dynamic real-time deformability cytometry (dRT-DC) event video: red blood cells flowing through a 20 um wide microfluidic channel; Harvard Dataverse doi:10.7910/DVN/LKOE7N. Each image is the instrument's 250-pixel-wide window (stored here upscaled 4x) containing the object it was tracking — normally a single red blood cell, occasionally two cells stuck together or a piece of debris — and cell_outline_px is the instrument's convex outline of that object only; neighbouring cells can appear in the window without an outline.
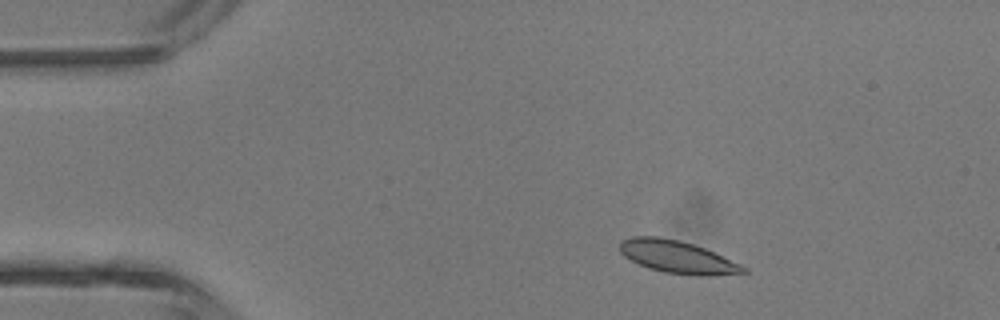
{"species": "common noctule bat (a hibernating species)", "species_latin": "Nyctalus noctula", "temperature_condition": "room temperature", "stored_images_in_passage": 4, "camera_frame_rate_fps": 3000, "um_per_image_px": 0.085, "animal": {"sex": "male", "body_mass_g": 13.3}, "frame": {"image": 1, "passage_image": 1, "time_ms": 0.0, "image_size_px": [1000, 320], "cell_outline_px": [[748, 272], [708, 276], [696, 276], [664, 272], [648, 268], [624, 256], [620, 252], [620, 240], [632, 236], [660, 236], [680, 240], [704, 248], [740, 264], [748, 268]], "centroid_in_image_um": [57.56, 21.84], "position_along_channel_um": 27.4, "area_um2": 23.41}}
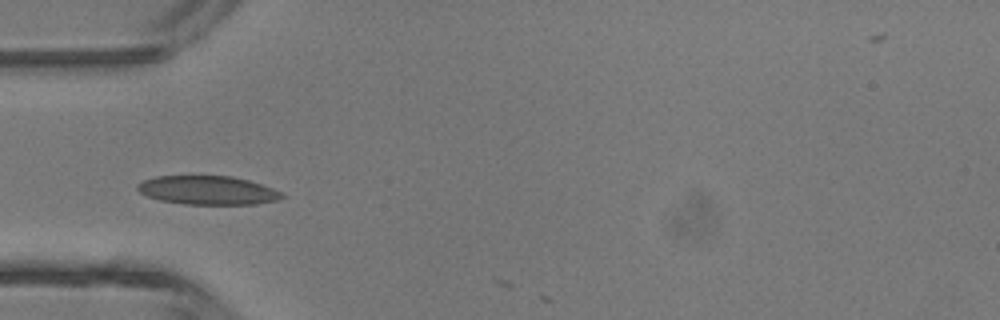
{"frame": {"image": 2, "passage_image": 3, "time_ms": 2.333, "image_size_px": [1000, 320], "cell_outline_px": [[284, 196], [280, 200], [256, 204], [184, 204], [160, 200], [148, 196], [140, 192], [136, 188], [136, 184], [144, 180], [156, 176], [232, 176], [248, 180], [272, 188], [280, 192]], "centroid_in_image_um": [17.65, 16.17], "position_along_channel_um": 67.4, "area_um2": 24.1}}
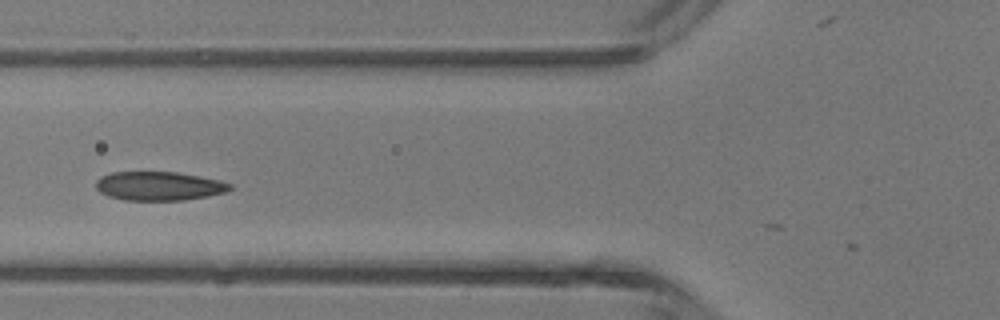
{"frame": {"image": 3, "passage_image": 4, "time_ms": 3.333, "image_size_px": [1000, 320], "cell_outline_px": [[232, 188], [228, 192], [208, 196], [184, 200], [124, 200], [108, 196], [100, 192], [96, 188], [96, 180], [100, 176], [112, 172], [176, 172], [200, 176], [220, 180], [232, 184]], "centroid_in_image_um": [13.53, 15.81], "position_along_channel_um": 112.3, "area_um2": 22.72}}